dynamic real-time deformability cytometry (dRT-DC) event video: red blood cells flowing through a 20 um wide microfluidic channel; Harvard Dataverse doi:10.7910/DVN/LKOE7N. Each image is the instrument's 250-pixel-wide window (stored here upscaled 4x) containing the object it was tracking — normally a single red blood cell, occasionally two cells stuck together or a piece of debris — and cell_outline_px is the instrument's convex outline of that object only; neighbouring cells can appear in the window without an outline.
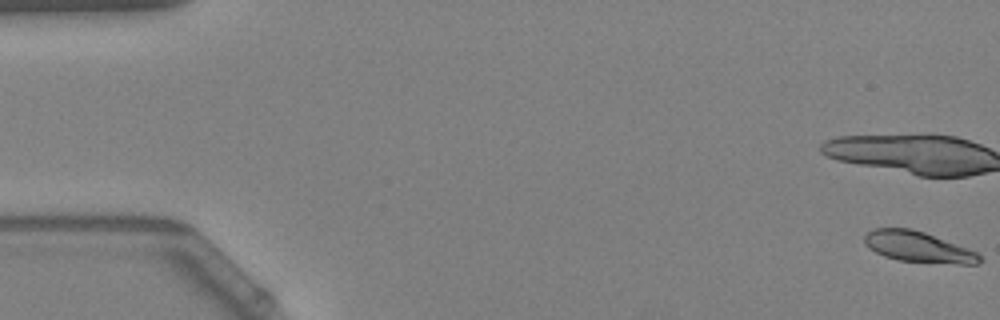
{"species": "Egyptian fruit bat (a non-hibernating species)", "species_latin": "Rousettus aegyptiacus", "temperature_condition": "warm", "stored_images_in_passage": 55, "camera_frame_rate_fps": 3000, "um_per_image_px": 0.085, "animal": {"sex": "female"}, "frame": {"image": 1, "passage_image": 1, "time_ms": 0.0, "image_size_px": [1000, 320], "cell_outline_px": [[984, 260], [976, 264], [956, 264], [896, 260], [884, 256], [868, 248], [864, 244], [864, 236], [868, 232], [876, 228], [912, 228], [924, 232], [968, 248], [976, 252]], "centroid_in_image_um": [78.04, 20.99], "position_along_channel_um": 7.0, "area_um2": 20.63}, "authors_computed_cell_mechanics": {"area_um2": 20.4034, "velocity_mm_per_s": 3.7326, "shape_relaxation_time_tau1_ms": null, "shape_relaxation_time_tau2_ms": 9.7797, "deformation_change_tau1": null, "deformation_change_tau2": 0.2418}}